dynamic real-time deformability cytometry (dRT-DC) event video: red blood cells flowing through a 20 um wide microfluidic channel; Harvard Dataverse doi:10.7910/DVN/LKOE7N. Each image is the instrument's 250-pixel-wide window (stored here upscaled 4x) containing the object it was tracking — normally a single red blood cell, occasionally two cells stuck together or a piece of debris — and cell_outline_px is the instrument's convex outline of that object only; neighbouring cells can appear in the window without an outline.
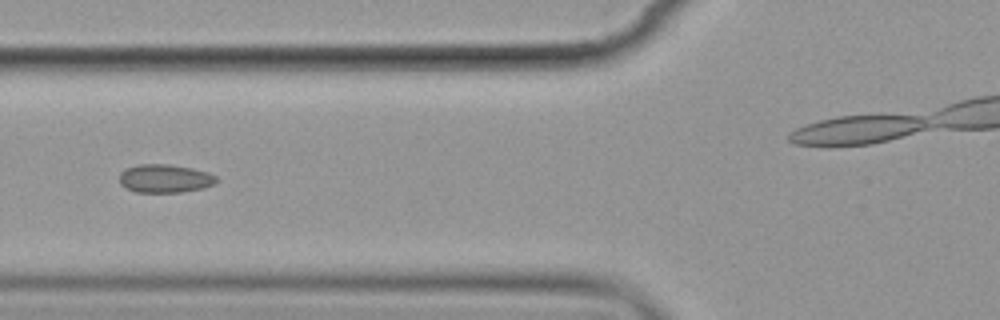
{"species": "common noctule bat (a hibernating species)", "species_latin": "Nyctalus noctula", "temperature_condition": "cold", "stored_images_in_passage": 9, "camera_frame_rate_fps": 3000, "um_per_image_px": 0.085, "animal": {"sex": "female", "body_mass_g": 19.9}, "frame": {"image": 1, "passage_image": 6, "time_ms": 6.0, "image_size_px": [1000, 320], "cell_outline_px": [[216, 184], [204, 188], [180, 192], [136, 192], [120, 184], [120, 172], [124, 168], [140, 164], [168, 164], [192, 168], [208, 172], [216, 176]], "centroid_in_image_um": [14.02, 15.17], "position_along_channel_um": 111.8, "area_um2": 16.07}}
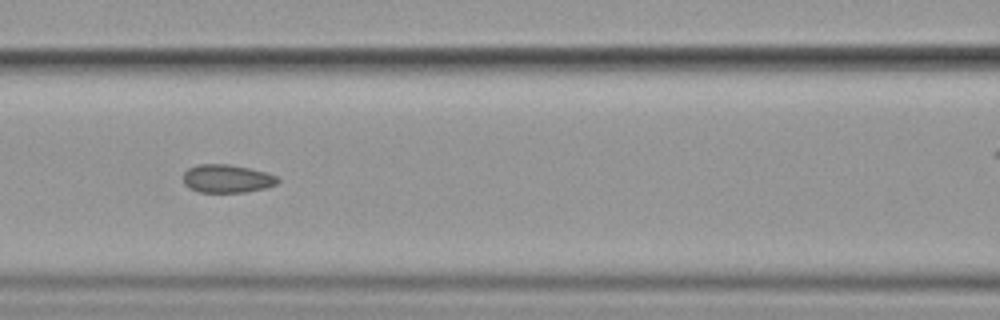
{"frame": {"image": 2, "passage_image": 7, "time_ms": 7.0, "image_size_px": [1000, 320], "cell_outline_px": [[280, 180], [276, 184], [264, 188], [244, 192], [200, 192], [184, 184], [184, 172], [188, 168], [200, 164], [228, 164], [248, 168], [264, 172], [276, 176]], "centroid_in_image_um": [19.29, 15.18], "position_along_channel_um": 147.3, "area_um2": 15.26}}
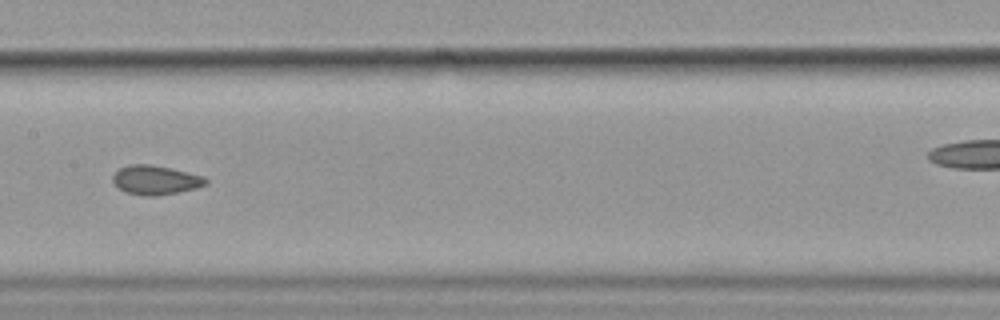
{"frame": {"image": 3, "passage_image": 8, "time_ms": 8.333, "image_size_px": [1000, 320], "cell_outline_px": [[208, 184], [196, 188], [156, 196], [148, 196], [128, 192], [120, 188], [112, 180], [112, 176], [120, 168], [132, 164], [152, 164], [204, 176], [208, 180]], "centroid_in_image_um": [13.25, 15.29], "position_along_channel_um": 194.2, "area_um2": 15.55}}